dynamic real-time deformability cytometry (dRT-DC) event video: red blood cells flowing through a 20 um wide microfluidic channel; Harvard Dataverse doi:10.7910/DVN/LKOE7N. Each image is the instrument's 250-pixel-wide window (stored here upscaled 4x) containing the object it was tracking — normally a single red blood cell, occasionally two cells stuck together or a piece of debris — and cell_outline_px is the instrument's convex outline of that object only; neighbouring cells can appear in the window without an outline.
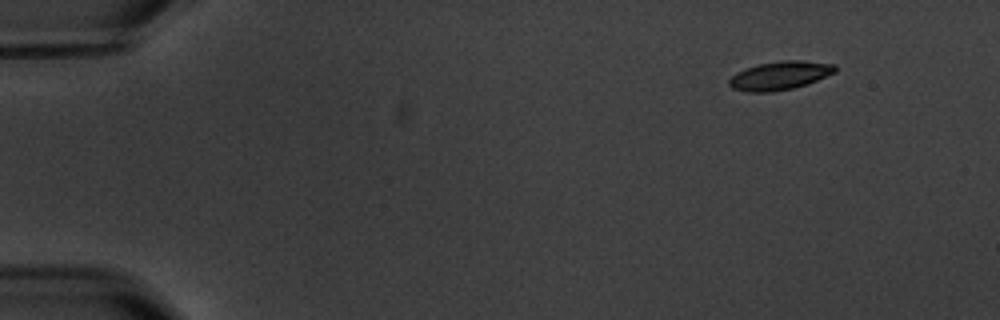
{"species": "common noctule bat (a hibernating species)", "species_latin": "Nyctalus noctula", "temperature_condition": "warm", "stored_images_in_passage": 6, "camera_frame_rate_fps": 3000, "um_per_image_px": 0.085, "animal": {"sex": "male", "body_mass_g": 20.1, "forearm_length_mm": 53.5}, "frame": {"image": 1, "passage_image": 6, "time_ms": 6.0, "image_size_px": [1000, 320], "cell_outline_px": [[836, 72], [808, 84], [792, 88], [772, 92], [748, 92], [732, 88], [728, 84], [728, 80], [736, 72], [760, 64], [780, 60], [800, 60], [836, 64]], "centroid_in_image_um": [66.3, 6.42], "position_along_channel_um": 18.7, "area_um2": 17.63}}